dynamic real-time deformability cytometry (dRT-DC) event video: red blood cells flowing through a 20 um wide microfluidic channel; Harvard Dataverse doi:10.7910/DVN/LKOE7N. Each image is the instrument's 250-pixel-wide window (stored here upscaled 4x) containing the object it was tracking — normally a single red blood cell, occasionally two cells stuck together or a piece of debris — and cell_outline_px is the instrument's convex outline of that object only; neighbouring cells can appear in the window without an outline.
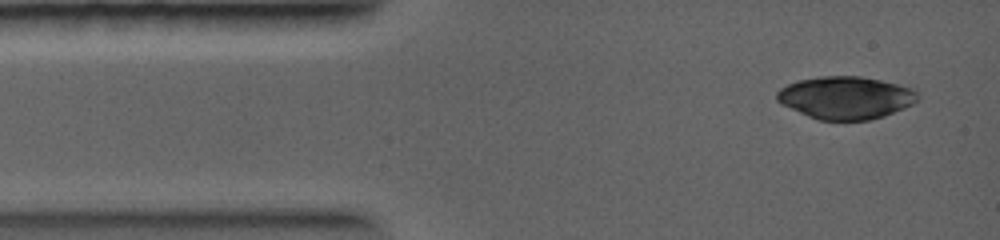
{"species": "common noctule bat (a hibernating species)", "species_latin": "Nyctalus noctula", "temperature_condition": "warm", "stored_images_in_passage": 3, "camera_frame_rate_fps": 5000, "um_per_image_px": 0.085, "animal": {"sex": "female", "body_mass_g": 19.0, "forearm_length_mm": 56.7}, "frame": {"image": 1, "passage_image": 1, "time_ms": 0.0, "image_size_px": [1000, 240], "cell_outline_px": [[920, 96], [912, 104], [904, 108], [884, 116], [868, 120], [820, 120], [808, 116], [776, 100], [776, 92], [780, 88], [788, 84], [800, 80], [820, 76], [860, 76], [880, 80], [912, 88]], "centroid_in_image_um": [71.89, 8.3], "position_along_channel_um": 13.1, "area_um2": 34.62}}